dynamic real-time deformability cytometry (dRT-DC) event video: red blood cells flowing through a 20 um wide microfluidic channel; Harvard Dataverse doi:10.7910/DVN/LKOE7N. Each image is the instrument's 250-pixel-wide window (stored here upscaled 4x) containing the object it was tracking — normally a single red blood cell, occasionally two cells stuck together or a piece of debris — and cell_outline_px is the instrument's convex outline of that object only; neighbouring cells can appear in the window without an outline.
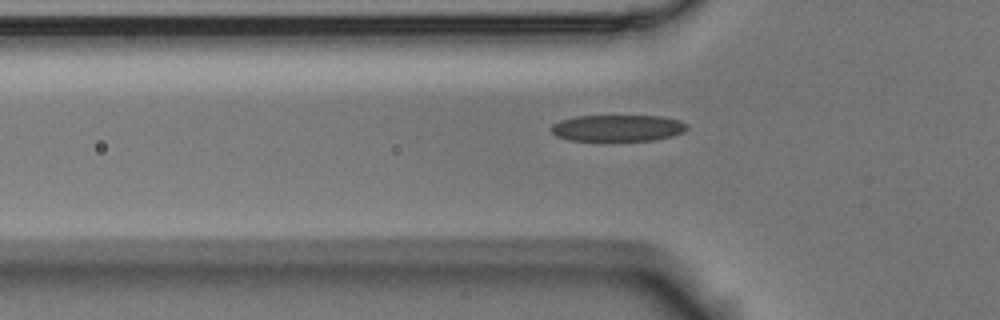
{"species": "Egyptian fruit bat (a non-hibernating species)", "species_latin": "Rousettus aegyptiacus", "temperature_condition": "room temperature", "stored_images_in_passage": 43, "camera_frame_rate_fps": 3000, "um_per_image_px": 0.085, "animal": {"sex": "male"}, "frame": {"image": 1, "passage_image": 8, "time_ms": 2.333, "image_size_px": [1000, 320], "cell_outline_px": [[688, 128], [684, 132], [672, 136], [652, 140], [568, 140], [556, 136], [552, 132], [552, 124], [560, 120], [576, 116], [660, 116], [680, 120], [688, 124]], "centroid_in_image_um": [52.52, 10.87], "position_along_channel_um": 73.3, "area_um2": 20.92}}
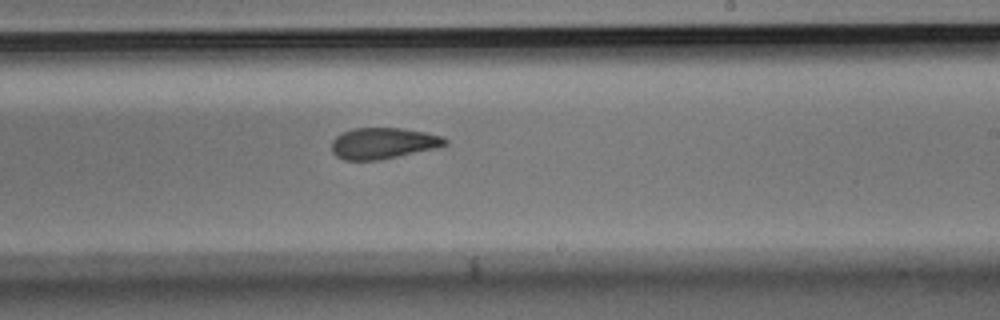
{"frame": {"image": 2, "passage_image": 23, "time_ms": 7.333, "image_size_px": [1000, 320], "cell_outline_px": [[448, 144], [440, 148], [380, 160], [344, 160], [336, 156], [332, 152], [332, 140], [340, 132], [352, 128], [404, 128], [444, 136], [448, 140]], "centroid_in_image_um": [32.6, 12.18], "position_along_channel_um": 256.4, "area_um2": 21.04}}
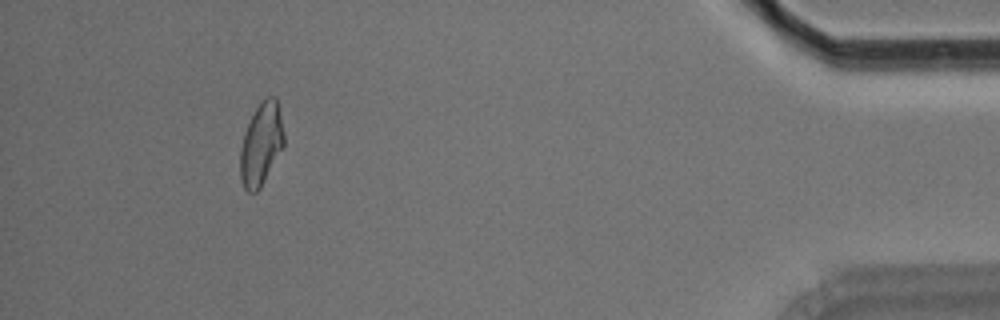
{"frame": {"image": 3, "passage_image": 41, "time_ms": 13.333, "image_size_px": [1000, 320], "cell_outline_px": [[284, 144], [260, 188], [256, 192], [248, 192], [244, 188], [240, 176], [240, 148], [244, 132], [256, 108], [268, 96], [276, 96], [284, 132]], "centroid_in_image_um": [22.19, 12.26], "position_along_channel_um": 413.0, "area_um2": 20.69}, "authors_computed_cell_mechanics": {"area_um2": 21.386, "velocity_mm_per_s": 3.6396, "shape_relaxation_time_tau1_ms": 5.7052, "shape_relaxation_time_tau2_ms": 2.5335, "deformation_change_tau1": 0.1789, "deformation_change_tau2": 0.1006}}